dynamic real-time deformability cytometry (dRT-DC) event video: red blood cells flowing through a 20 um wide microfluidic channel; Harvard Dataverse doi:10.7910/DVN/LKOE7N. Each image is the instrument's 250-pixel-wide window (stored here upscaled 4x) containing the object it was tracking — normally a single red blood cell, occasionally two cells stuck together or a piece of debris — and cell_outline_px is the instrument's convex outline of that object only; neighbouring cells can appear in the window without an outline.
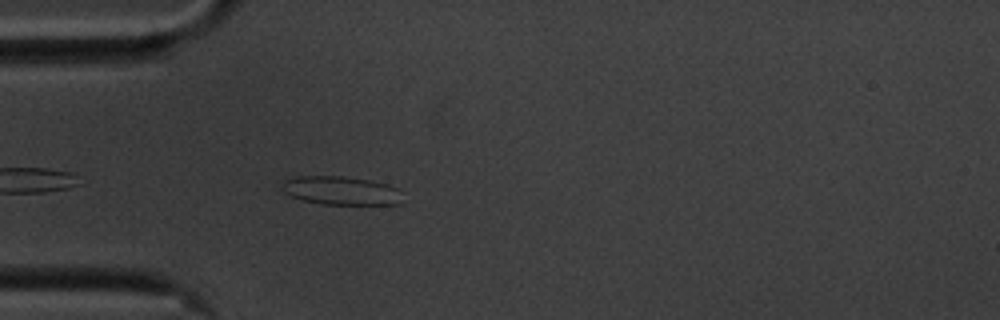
{"species": "common noctule bat (a hibernating species)", "species_latin": "Nyctalus noctula", "temperature_condition": "cold", "stored_images_in_passage": 9, "camera_frame_rate_fps": 3000, "um_per_image_px": 0.085, "animal": {"sex": "male", "body_mass_g": 20.1, "forearm_length_mm": 53.5}, "frame": {"image": 1, "passage_image": 4, "time_ms": 1.0, "image_size_px": [1000, 320], "cell_outline_px": [[404, 204], [324, 204], [304, 200], [292, 196], [284, 192], [280, 188], [284, 180], [296, 176], [344, 176], [368, 180], [388, 184], [396, 188]], "centroid_in_image_um": [28.97, 16.19], "position_along_channel_um": 56.0, "area_um2": 19.94}}